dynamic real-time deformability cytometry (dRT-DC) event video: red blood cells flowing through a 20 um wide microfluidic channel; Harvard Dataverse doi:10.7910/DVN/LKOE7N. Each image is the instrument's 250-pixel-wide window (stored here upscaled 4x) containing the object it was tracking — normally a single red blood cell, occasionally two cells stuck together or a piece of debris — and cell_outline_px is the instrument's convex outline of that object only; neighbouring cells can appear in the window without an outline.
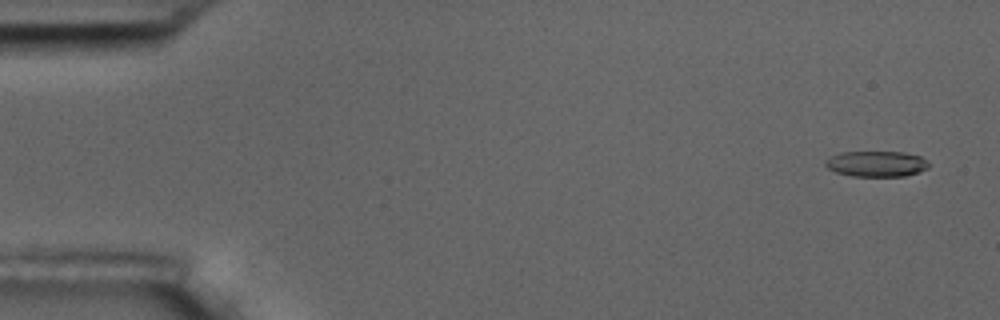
{"species": "common noctule bat (a hibernating species)", "species_latin": "Nyctalus noctula", "temperature_condition": "room temperature", "stored_images_in_passage": 6, "camera_frame_rate_fps": 3000, "um_per_image_px": 0.085, "animal": {"sex": "male", "body_mass_g": 17.5, "forearm_length_mm": 52.3}, "frame": {"image": 1, "passage_image": 1, "time_ms": 0.0, "image_size_px": [1000, 320], "cell_outline_px": [[928, 168], [920, 172], [904, 176], [852, 176], [836, 172], [828, 168], [824, 164], [824, 160], [840, 152], [904, 152], [920, 156], [928, 160]], "centroid_in_image_um": [74.5, 13.92], "position_along_channel_um": 10.5, "area_um2": 15.55}}
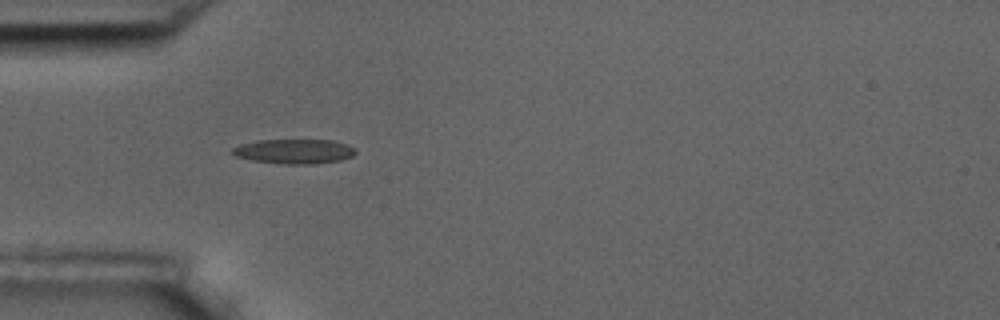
{"frame": {"image": 2, "passage_image": 5, "time_ms": 5.0, "image_size_px": [1000, 320], "cell_outline_px": [[356, 152], [352, 156], [340, 160], [308, 164], [284, 164], [252, 160], [236, 156], [232, 152], [232, 148], [240, 144], [256, 140], [332, 140], [348, 144], [356, 148]], "centroid_in_image_um": [25.02, 12.85], "position_along_channel_um": 60.0, "area_um2": 17.63}}